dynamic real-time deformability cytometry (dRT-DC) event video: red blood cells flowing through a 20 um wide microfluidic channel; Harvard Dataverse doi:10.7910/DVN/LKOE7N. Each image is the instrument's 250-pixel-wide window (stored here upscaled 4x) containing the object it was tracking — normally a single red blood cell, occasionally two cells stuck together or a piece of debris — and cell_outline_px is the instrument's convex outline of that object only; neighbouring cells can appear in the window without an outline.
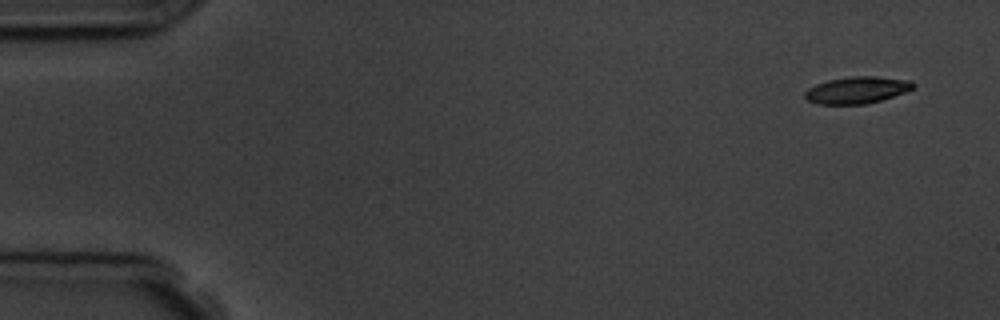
{"species": "common noctule bat (a hibernating species)", "species_latin": "Nyctalus noctula", "temperature_condition": "room temperature", "stored_images_in_passage": 4, "camera_frame_rate_fps": 3000, "um_per_image_px": 0.085, "animal": {"sex": "male", "body_mass_g": 19.5, "forearm_length_mm": 54.6}, "frame": {"image": 1, "passage_image": 1, "time_ms": 0.0, "image_size_px": [1000, 320], "cell_outline_px": [[916, 88], [880, 100], [864, 104], [816, 104], [808, 100], [804, 96], [804, 92], [808, 88], [816, 84], [828, 80], [852, 76], [876, 76], [912, 80], [916, 84]], "centroid_in_image_um": [72.86, 7.64], "position_along_channel_um": 12.1, "area_um2": 16.99}}
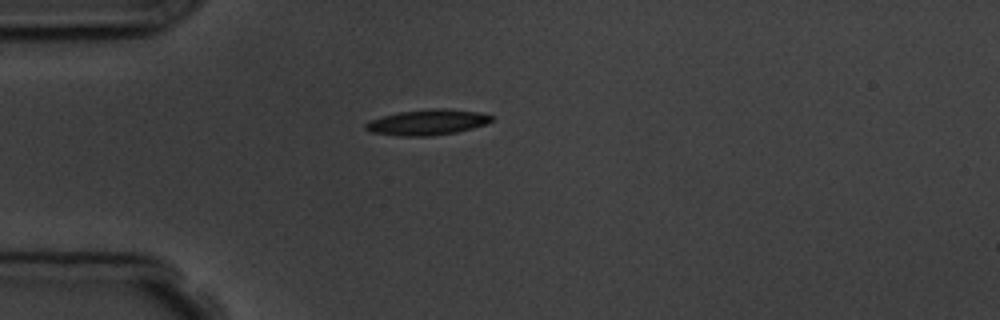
{"frame": {"image": 2, "passage_image": 4, "time_ms": 4.0, "image_size_px": [1000, 320], "cell_outline_px": [[492, 120], [484, 124], [472, 128], [456, 132], [428, 136], [400, 136], [372, 132], [364, 128], [364, 124], [372, 120], [384, 116], [400, 112], [432, 108], [444, 108], [480, 112], [492, 116]], "centroid_in_image_um": [36.33, 10.39], "position_along_channel_um": 48.7, "area_um2": 18.5}}